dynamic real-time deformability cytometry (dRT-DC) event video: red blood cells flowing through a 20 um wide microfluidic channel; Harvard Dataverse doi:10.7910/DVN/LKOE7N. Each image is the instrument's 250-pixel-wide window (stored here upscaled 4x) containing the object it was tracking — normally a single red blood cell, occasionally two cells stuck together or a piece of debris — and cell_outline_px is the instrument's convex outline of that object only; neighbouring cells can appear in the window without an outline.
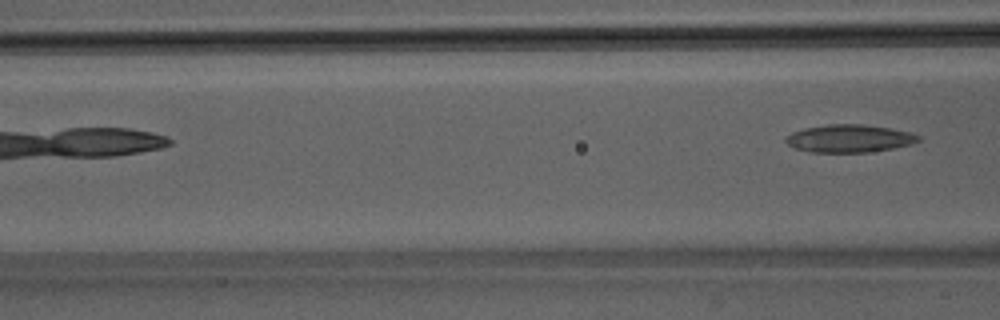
{"species": "Egyptian fruit bat (a non-hibernating species)", "species_latin": "Rousettus aegyptiacus", "temperature_condition": "room temperature", "stored_images_in_passage": 4, "camera_frame_rate_fps": 3000, "um_per_image_px": 0.085, "animal": {"sex": "male"}, "frame": {"image": 1, "passage_image": 4, "time_ms": 1.0, "image_size_px": [1000, 320], "cell_outline_px": [[920, 140], [912, 144], [892, 148], [868, 152], [808, 152], [796, 148], [788, 144], [784, 140], [784, 136], [792, 132], [804, 128], [828, 124], [864, 124], [892, 128], [908, 132], [920, 136]], "centroid_in_image_um": [72.17, 11.76], "position_along_channel_um": 94.4, "area_um2": 21.5}}